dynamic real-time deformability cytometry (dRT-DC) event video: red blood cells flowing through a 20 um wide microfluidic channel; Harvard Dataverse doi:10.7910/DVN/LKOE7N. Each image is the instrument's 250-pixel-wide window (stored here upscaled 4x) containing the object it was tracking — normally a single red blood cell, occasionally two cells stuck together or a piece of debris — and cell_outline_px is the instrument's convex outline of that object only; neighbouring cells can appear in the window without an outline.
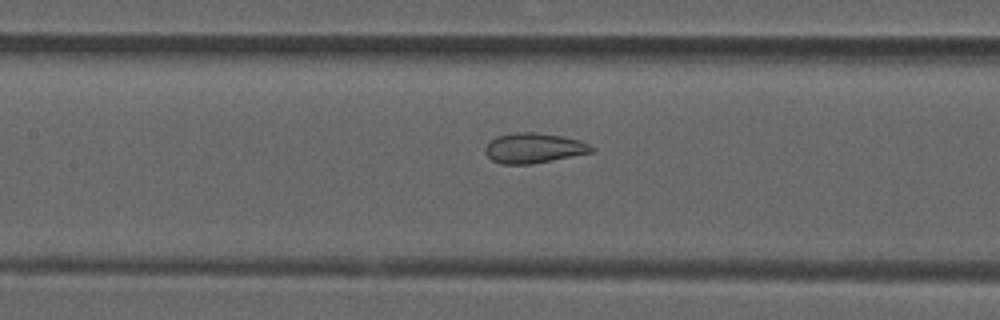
{"species": "common noctule bat (a hibernating species)", "species_latin": "Nyctalus noctula", "temperature_condition": "room temperature", "stored_images_in_passage": 32, "camera_frame_rate_fps": 3000, "um_per_image_px": 0.085, "animal": {"sex": "male", "forearm_length_mm": 52.5}, "frame": {"image": 1, "passage_image": 20, "time_ms": 6.333, "image_size_px": [1000, 320], "cell_outline_px": [[596, 152], [532, 164], [504, 164], [492, 160], [484, 152], [484, 148], [496, 136], [516, 132], [536, 132], [564, 136], [580, 140], [596, 148]], "centroid_in_image_um": [45.42, 12.58], "position_along_channel_um": 162.0, "area_um2": 18.84}}
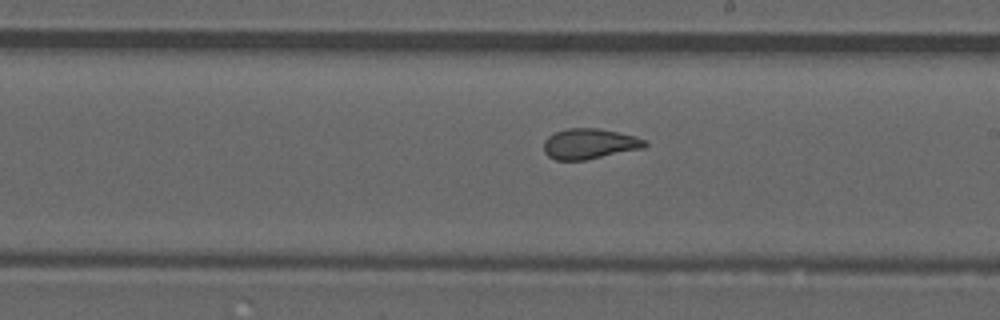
{"frame": {"image": 2, "passage_image": 26, "time_ms": 8.333, "image_size_px": [1000, 320], "cell_outline_px": [[648, 144], [644, 148], [584, 160], [556, 160], [548, 156], [544, 152], [544, 140], [548, 136], [556, 132], [568, 128], [600, 128], [636, 136], [648, 140]], "centroid_in_image_um": [50.13, 12.22], "position_along_channel_um": 238.9, "area_um2": 18.03}}
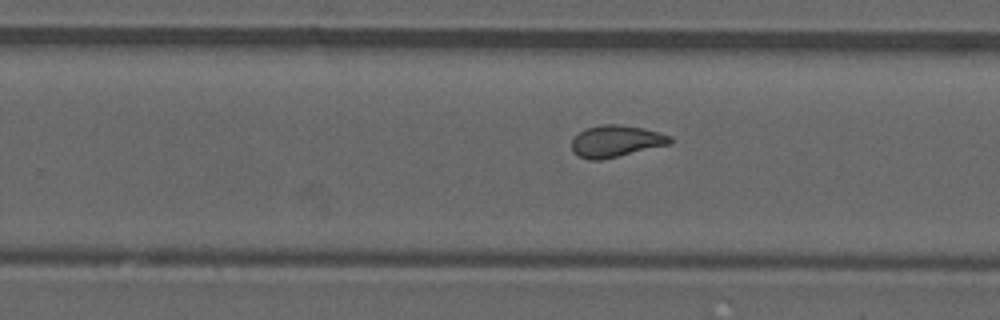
{"frame": {"image": 3, "passage_image": 29, "time_ms": 9.333, "image_size_px": [1000, 320], "cell_outline_px": [[672, 144], [600, 160], [588, 160], [572, 152], [572, 140], [580, 132], [588, 128], [600, 124], [616, 124], [640, 128], [672, 136]], "centroid_in_image_um": [52.36, 12.01], "position_along_channel_um": 277.4, "area_um2": 17.98}}